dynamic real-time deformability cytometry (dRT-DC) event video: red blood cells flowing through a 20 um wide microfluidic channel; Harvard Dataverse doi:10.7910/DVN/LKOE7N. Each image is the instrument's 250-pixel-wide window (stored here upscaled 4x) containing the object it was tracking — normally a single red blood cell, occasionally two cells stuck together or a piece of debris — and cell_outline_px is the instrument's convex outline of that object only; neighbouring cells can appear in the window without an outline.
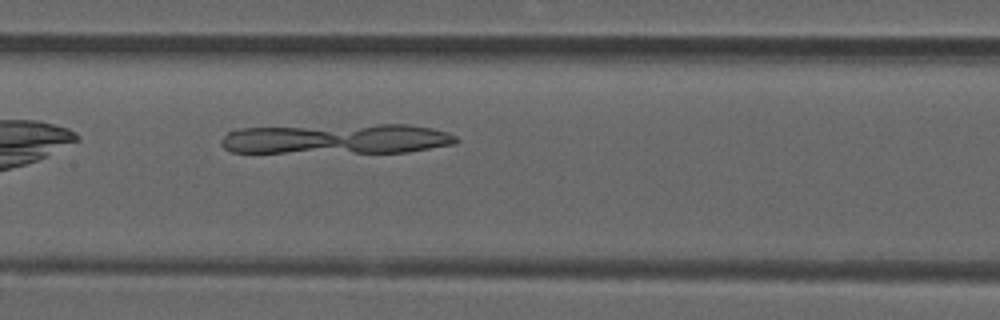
{"species": "common noctule bat (a hibernating species)", "species_latin": "Nyctalus noctula", "temperature_condition": "room temperature", "stored_images_in_passage": 21, "camera_frame_rate_fps": 3000, "um_per_image_px": 0.085, "animal": {"sex": "male", "forearm_length_mm": 52.5}, "frame": {"image": 1, "passage_image": 10, "time_ms": 3.0, "image_size_px": [1000, 320], "cell_outline_px": [[460, 140], [456, 144], [408, 152], [232, 152], [224, 148], [220, 144], [220, 140], [232, 128], [380, 124], [408, 124], [432, 128], [448, 132], [456, 136]], "centroid_in_image_um": [28.64, 11.8], "position_along_channel_um": 178.8, "area_um2": 41.56}}